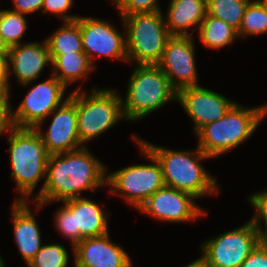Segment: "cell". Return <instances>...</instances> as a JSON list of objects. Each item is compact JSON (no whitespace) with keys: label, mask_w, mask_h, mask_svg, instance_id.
<instances>
[{"label":"cell","mask_w":267,"mask_h":267,"mask_svg":"<svg viewBox=\"0 0 267 267\" xmlns=\"http://www.w3.org/2000/svg\"><path fill=\"white\" fill-rule=\"evenodd\" d=\"M107 168L86 149L50 154L44 185L34 197L39 209L48 202L78 198L81 191L107 184Z\"/></svg>","instance_id":"obj_1"},{"label":"cell","mask_w":267,"mask_h":267,"mask_svg":"<svg viewBox=\"0 0 267 267\" xmlns=\"http://www.w3.org/2000/svg\"><path fill=\"white\" fill-rule=\"evenodd\" d=\"M142 143L161 165L165 186L194 195L197 199L212 193L218 194L216 179L208 174L200 160L210 158L198 147L193 151H174L150 142Z\"/></svg>","instance_id":"obj_2"},{"label":"cell","mask_w":267,"mask_h":267,"mask_svg":"<svg viewBox=\"0 0 267 267\" xmlns=\"http://www.w3.org/2000/svg\"><path fill=\"white\" fill-rule=\"evenodd\" d=\"M266 114L267 106L244 108L235 103L224 117L196 133L197 147L210 158L227 153L249 139Z\"/></svg>","instance_id":"obj_3"},{"label":"cell","mask_w":267,"mask_h":267,"mask_svg":"<svg viewBox=\"0 0 267 267\" xmlns=\"http://www.w3.org/2000/svg\"><path fill=\"white\" fill-rule=\"evenodd\" d=\"M11 176L17 184L20 197L17 201H26L33 194L41 178L46 176L49 154L39 132L33 128L12 127L9 130Z\"/></svg>","instance_id":"obj_4"},{"label":"cell","mask_w":267,"mask_h":267,"mask_svg":"<svg viewBox=\"0 0 267 267\" xmlns=\"http://www.w3.org/2000/svg\"><path fill=\"white\" fill-rule=\"evenodd\" d=\"M123 112L127 120L135 121L177 98L169 78L156 64L138 65L131 74Z\"/></svg>","instance_id":"obj_5"},{"label":"cell","mask_w":267,"mask_h":267,"mask_svg":"<svg viewBox=\"0 0 267 267\" xmlns=\"http://www.w3.org/2000/svg\"><path fill=\"white\" fill-rule=\"evenodd\" d=\"M125 25L126 52L138 65L157 64L171 37L162 11L136 13L122 18Z\"/></svg>","instance_id":"obj_6"},{"label":"cell","mask_w":267,"mask_h":267,"mask_svg":"<svg viewBox=\"0 0 267 267\" xmlns=\"http://www.w3.org/2000/svg\"><path fill=\"white\" fill-rule=\"evenodd\" d=\"M122 98L112 89H92L90 95L76 89L78 135L83 145L125 118Z\"/></svg>","instance_id":"obj_7"},{"label":"cell","mask_w":267,"mask_h":267,"mask_svg":"<svg viewBox=\"0 0 267 267\" xmlns=\"http://www.w3.org/2000/svg\"><path fill=\"white\" fill-rule=\"evenodd\" d=\"M133 139L139 143L141 154L151 160L152 164H133L110 175L107 174V185L111 187L112 194L122 192L121 196L139 209L150 196L164 187L165 183L161 165L155 156L139 142L136 135H133Z\"/></svg>","instance_id":"obj_8"},{"label":"cell","mask_w":267,"mask_h":267,"mask_svg":"<svg viewBox=\"0 0 267 267\" xmlns=\"http://www.w3.org/2000/svg\"><path fill=\"white\" fill-rule=\"evenodd\" d=\"M64 206L55 214V225L64 237L72 240V246L85 238L109 233L108 215L94 201L84 197L62 201Z\"/></svg>","instance_id":"obj_9"},{"label":"cell","mask_w":267,"mask_h":267,"mask_svg":"<svg viewBox=\"0 0 267 267\" xmlns=\"http://www.w3.org/2000/svg\"><path fill=\"white\" fill-rule=\"evenodd\" d=\"M251 220L243 226L207 240L201 245L198 258L206 267H241L249 254L261 242Z\"/></svg>","instance_id":"obj_10"},{"label":"cell","mask_w":267,"mask_h":267,"mask_svg":"<svg viewBox=\"0 0 267 267\" xmlns=\"http://www.w3.org/2000/svg\"><path fill=\"white\" fill-rule=\"evenodd\" d=\"M66 87L54 76L33 86L18 108L12 112L13 127L40 129L53 111L63 103Z\"/></svg>","instance_id":"obj_11"},{"label":"cell","mask_w":267,"mask_h":267,"mask_svg":"<svg viewBox=\"0 0 267 267\" xmlns=\"http://www.w3.org/2000/svg\"><path fill=\"white\" fill-rule=\"evenodd\" d=\"M193 43L191 36H171L156 64L176 91L198 86Z\"/></svg>","instance_id":"obj_12"},{"label":"cell","mask_w":267,"mask_h":267,"mask_svg":"<svg viewBox=\"0 0 267 267\" xmlns=\"http://www.w3.org/2000/svg\"><path fill=\"white\" fill-rule=\"evenodd\" d=\"M75 21L80 25L83 51L93 66L95 56L128 61L126 36L123 37L109 22L84 16H79Z\"/></svg>","instance_id":"obj_13"},{"label":"cell","mask_w":267,"mask_h":267,"mask_svg":"<svg viewBox=\"0 0 267 267\" xmlns=\"http://www.w3.org/2000/svg\"><path fill=\"white\" fill-rule=\"evenodd\" d=\"M53 113L54 117L46 133L43 134L41 129H36L47 153L59 154L84 147L78 135L76 90Z\"/></svg>","instance_id":"obj_14"},{"label":"cell","mask_w":267,"mask_h":267,"mask_svg":"<svg viewBox=\"0 0 267 267\" xmlns=\"http://www.w3.org/2000/svg\"><path fill=\"white\" fill-rule=\"evenodd\" d=\"M195 199L190 193L164 186L150 196L139 210L165 222H185L205 214L194 203Z\"/></svg>","instance_id":"obj_15"},{"label":"cell","mask_w":267,"mask_h":267,"mask_svg":"<svg viewBox=\"0 0 267 267\" xmlns=\"http://www.w3.org/2000/svg\"><path fill=\"white\" fill-rule=\"evenodd\" d=\"M176 100L193 120L195 134L203 126L224 117L236 103L199 85L178 90Z\"/></svg>","instance_id":"obj_16"},{"label":"cell","mask_w":267,"mask_h":267,"mask_svg":"<svg viewBox=\"0 0 267 267\" xmlns=\"http://www.w3.org/2000/svg\"><path fill=\"white\" fill-rule=\"evenodd\" d=\"M10 62L11 65L10 66ZM51 64L50 52L46 41L42 43H21L9 47L5 61V83L9 93V74L14 73L20 84L27 86L37 79L43 68ZM12 67V70L10 68Z\"/></svg>","instance_id":"obj_17"},{"label":"cell","mask_w":267,"mask_h":267,"mask_svg":"<svg viewBox=\"0 0 267 267\" xmlns=\"http://www.w3.org/2000/svg\"><path fill=\"white\" fill-rule=\"evenodd\" d=\"M73 252L75 267H132L130 256L110 240L109 233L83 239Z\"/></svg>","instance_id":"obj_18"},{"label":"cell","mask_w":267,"mask_h":267,"mask_svg":"<svg viewBox=\"0 0 267 267\" xmlns=\"http://www.w3.org/2000/svg\"><path fill=\"white\" fill-rule=\"evenodd\" d=\"M14 240L26 264L42 248L41 234L34 214L27 201H15L12 205Z\"/></svg>","instance_id":"obj_19"},{"label":"cell","mask_w":267,"mask_h":267,"mask_svg":"<svg viewBox=\"0 0 267 267\" xmlns=\"http://www.w3.org/2000/svg\"><path fill=\"white\" fill-rule=\"evenodd\" d=\"M165 20L171 36H191L188 28L200 27L207 13L206 0H171Z\"/></svg>","instance_id":"obj_20"},{"label":"cell","mask_w":267,"mask_h":267,"mask_svg":"<svg viewBox=\"0 0 267 267\" xmlns=\"http://www.w3.org/2000/svg\"><path fill=\"white\" fill-rule=\"evenodd\" d=\"M50 58L55 71L52 75L66 88L67 85L84 78L95 69L85 52L50 54Z\"/></svg>","instance_id":"obj_21"},{"label":"cell","mask_w":267,"mask_h":267,"mask_svg":"<svg viewBox=\"0 0 267 267\" xmlns=\"http://www.w3.org/2000/svg\"><path fill=\"white\" fill-rule=\"evenodd\" d=\"M198 29L200 41L210 49L228 46L239 37L235 28L207 13Z\"/></svg>","instance_id":"obj_22"},{"label":"cell","mask_w":267,"mask_h":267,"mask_svg":"<svg viewBox=\"0 0 267 267\" xmlns=\"http://www.w3.org/2000/svg\"><path fill=\"white\" fill-rule=\"evenodd\" d=\"M45 41L50 54L84 52L80 25L76 21L65 22Z\"/></svg>","instance_id":"obj_23"},{"label":"cell","mask_w":267,"mask_h":267,"mask_svg":"<svg viewBox=\"0 0 267 267\" xmlns=\"http://www.w3.org/2000/svg\"><path fill=\"white\" fill-rule=\"evenodd\" d=\"M251 0H206L207 14L226 22L237 31Z\"/></svg>","instance_id":"obj_24"},{"label":"cell","mask_w":267,"mask_h":267,"mask_svg":"<svg viewBox=\"0 0 267 267\" xmlns=\"http://www.w3.org/2000/svg\"><path fill=\"white\" fill-rule=\"evenodd\" d=\"M26 15L13 10H0V35L8 47L21 44L27 29Z\"/></svg>","instance_id":"obj_25"},{"label":"cell","mask_w":267,"mask_h":267,"mask_svg":"<svg viewBox=\"0 0 267 267\" xmlns=\"http://www.w3.org/2000/svg\"><path fill=\"white\" fill-rule=\"evenodd\" d=\"M237 33L239 37L267 33V10L259 0L249 2Z\"/></svg>","instance_id":"obj_26"},{"label":"cell","mask_w":267,"mask_h":267,"mask_svg":"<svg viewBox=\"0 0 267 267\" xmlns=\"http://www.w3.org/2000/svg\"><path fill=\"white\" fill-rule=\"evenodd\" d=\"M68 251L61 244H44L27 264L28 267H66Z\"/></svg>","instance_id":"obj_27"},{"label":"cell","mask_w":267,"mask_h":267,"mask_svg":"<svg viewBox=\"0 0 267 267\" xmlns=\"http://www.w3.org/2000/svg\"><path fill=\"white\" fill-rule=\"evenodd\" d=\"M248 200L251 205L255 208V215L251 218V222L255 227L256 231L262 241L267 242V191H261L258 193H253ZM265 223V230L261 228L260 221Z\"/></svg>","instance_id":"obj_28"},{"label":"cell","mask_w":267,"mask_h":267,"mask_svg":"<svg viewBox=\"0 0 267 267\" xmlns=\"http://www.w3.org/2000/svg\"><path fill=\"white\" fill-rule=\"evenodd\" d=\"M158 0H121L116 8L121 13V18L136 14L161 11Z\"/></svg>","instance_id":"obj_29"},{"label":"cell","mask_w":267,"mask_h":267,"mask_svg":"<svg viewBox=\"0 0 267 267\" xmlns=\"http://www.w3.org/2000/svg\"><path fill=\"white\" fill-rule=\"evenodd\" d=\"M72 5L73 0H43L42 11L45 14L50 12L58 16L60 15L65 22H70L75 21L79 17V15L75 16L65 14L69 11Z\"/></svg>","instance_id":"obj_30"},{"label":"cell","mask_w":267,"mask_h":267,"mask_svg":"<svg viewBox=\"0 0 267 267\" xmlns=\"http://www.w3.org/2000/svg\"><path fill=\"white\" fill-rule=\"evenodd\" d=\"M241 267H267V242L261 241L241 264Z\"/></svg>","instance_id":"obj_31"},{"label":"cell","mask_w":267,"mask_h":267,"mask_svg":"<svg viewBox=\"0 0 267 267\" xmlns=\"http://www.w3.org/2000/svg\"><path fill=\"white\" fill-rule=\"evenodd\" d=\"M14 3L13 11L22 13V14H30L33 12H37L43 8V0H12Z\"/></svg>","instance_id":"obj_32"},{"label":"cell","mask_w":267,"mask_h":267,"mask_svg":"<svg viewBox=\"0 0 267 267\" xmlns=\"http://www.w3.org/2000/svg\"><path fill=\"white\" fill-rule=\"evenodd\" d=\"M11 108L9 104H0V135L8 132L13 126L11 122Z\"/></svg>","instance_id":"obj_33"},{"label":"cell","mask_w":267,"mask_h":267,"mask_svg":"<svg viewBox=\"0 0 267 267\" xmlns=\"http://www.w3.org/2000/svg\"><path fill=\"white\" fill-rule=\"evenodd\" d=\"M9 93L6 89V83L0 82V104H10Z\"/></svg>","instance_id":"obj_34"},{"label":"cell","mask_w":267,"mask_h":267,"mask_svg":"<svg viewBox=\"0 0 267 267\" xmlns=\"http://www.w3.org/2000/svg\"><path fill=\"white\" fill-rule=\"evenodd\" d=\"M9 52L8 45L3 41L2 36L0 35V59L6 61L7 55Z\"/></svg>","instance_id":"obj_35"},{"label":"cell","mask_w":267,"mask_h":267,"mask_svg":"<svg viewBox=\"0 0 267 267\" xmlns=\"http://www.w3.org/2000/svg\"><path fill=\"white\" fill-rule=\"evenodd\" d=\"M5 62L0 59V82H5Z\"/></svg>","instance_id":"obj_36"},{"label":"cell","mask_w":267,"mask_h":267,"mask_svg":"<svg viewBox=\"0 0 267 267\" xmlns=\"http://www.w3.org/2000/svg\"><path fill=\"white\" fill-rule=\"evenodd\" d=\"M186 267H206L199 259L192 261Z\"/></svg>","instance_id":"obj_37"},{"label":"cell","mask_w":267,"mask_h":267,"mask_svg":"<svg viewBox=\"0 0 267 267\" xmlns=\"http://www.w3.org/2000/svg\"><path fill=\"white\" fill-rule=\"evenodd\" d=\"M259 1L264 6V8L267 10V0H259Z\"/></svg>","instance_id":"obj_38"},{"label":"cell","mask_w":267,"mask_h":267,"mask_svg":"<svg viewBox=\"0 0 267 267\" xmlns=\"http://www.w3.org/2000/svg\"><path fill=\"white\" fill-rule=\"evenodd\" d=\"M4 264H5V263H4L3 259H2L1 256H0V267H5Z\"/></svg>","instance_id":"obj_39"},{"label":"cell","mask_w":267,"mask_h":267,"mask_svg":"<svg viewBox=\"0 0 267 267\" xmlns=\"http://www.w3.org/2000/svg\"><path fill=\"white\" fill-rule=\"evenodd\" d=\"M113 3H115V5L117 6V4L121 1V0H112Z\"/></svg>","instance_id":"obj_40"}]
</instances>
